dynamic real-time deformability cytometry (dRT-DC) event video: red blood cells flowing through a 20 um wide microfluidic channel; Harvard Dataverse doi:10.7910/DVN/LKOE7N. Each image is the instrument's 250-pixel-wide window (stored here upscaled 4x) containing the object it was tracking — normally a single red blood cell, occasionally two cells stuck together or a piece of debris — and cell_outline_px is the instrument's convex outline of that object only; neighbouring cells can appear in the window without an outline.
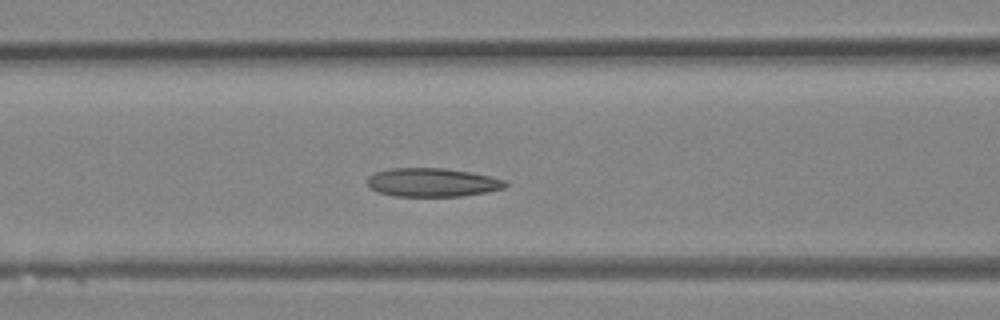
{"species": "Egyptian fruit bat (a non-hibernating species)", "species_latin": "Rousettus aegyptiacus", "temperature_condition": "room temperature", "stored_images_in_passage": 31, "camera_frame_rate_fps": 3000, "um_per_image_px": 0.085, "animal": {"sex": "female"}, "frame": {"image": 1, "passage_image": 8, "time_ms": 2.333, "image_size_px": [1000, 320], "cell_outline_px": [[508, 184], [504, 188], [488, 192], [460, 196], [392, 196], [368, 188], [368, 176], [372, 172], [388, 168], [444, 168], [472, 172], [492, 176], [508, 180]], "centroid_in_image_um": [36.76, 15.49], "position_along_channel_um": 129.8, "area_um2": 23.41}}
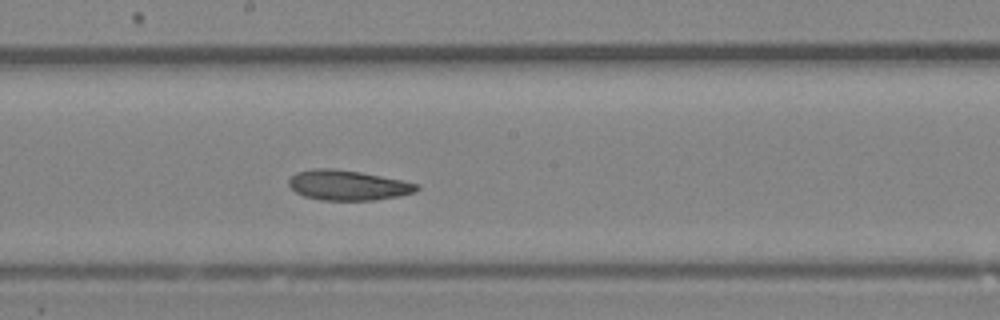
{"frame": {"image": 2, "passage_image": 13, "time_ms": 4.0, "image_size_px": [1000, 320], "cell_outline_px": [[420, 188], [416, 192], [400, 196], [376, 200], [320, 200], [304, 196], [296, 192], [288, 184], [288, 180], [296, 172], [312, 168], [332, 168], [360, 172], [404, 180], [420, 184]], "centroid_in_image_um": [29.6, 15.74], "position_along_channel_um": 218.6, "area_um2": 22.66}}
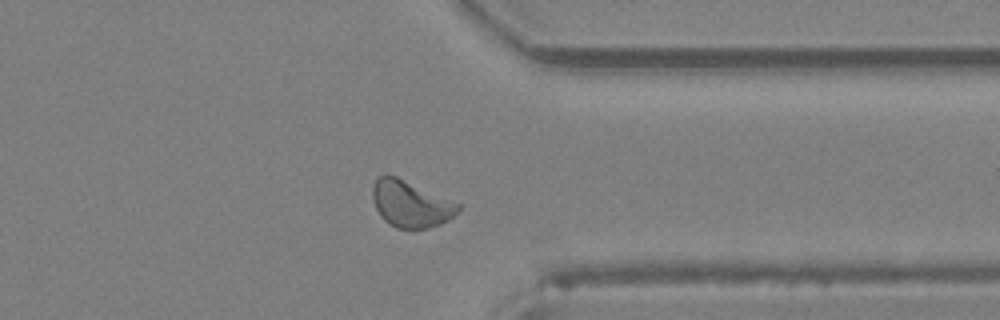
{"frame": {"image": 3, "passage_image": 22, "time_ms": 7.0, "image_size_px": [1000, 320], "cell_outline_px": [[464, 204], [448, 220], [440, 224], [428, 228], [396, 228], [384, 220], [380, 216], [376, 208], [372, 196], [372, 188], [376, 180], [384, 172], [388, 172]], "centroid_in_image_um": [34.92, 17.29], "position_along_channel_um": 376.5, "area_um2": 23.64}}